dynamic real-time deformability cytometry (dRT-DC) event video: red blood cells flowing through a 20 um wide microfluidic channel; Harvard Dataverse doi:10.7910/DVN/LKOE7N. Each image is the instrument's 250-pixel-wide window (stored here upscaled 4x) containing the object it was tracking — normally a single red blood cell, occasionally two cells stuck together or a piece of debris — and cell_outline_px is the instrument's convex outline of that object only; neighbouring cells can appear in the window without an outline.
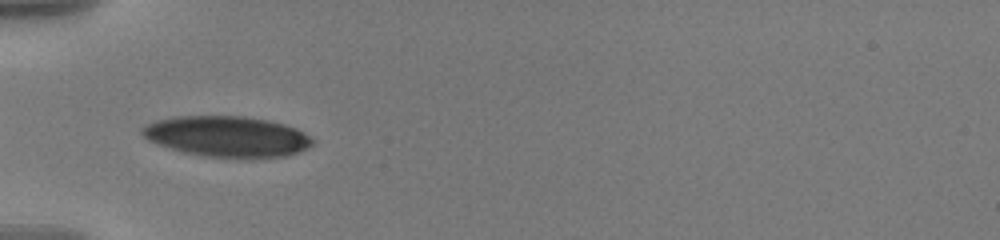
{"species": "human", "species_latin": "Homo sapiens", "temperature_condition": "warm", "stored_images_in_passage": 17, "camera_frame_rate_fps": 3000, "um_per_image_px": 0.085, "donor": {"sex": "male"}, "frame": {"image": 1, "passage_image": 1, "time_ms": 0.0, "image_size_px": [1000, 240], "cell_outline_px": [[312, 144], [308, 148], [288, 156], [204, 156], [184, 152], [148, 140], [140, 132], [140, 128], [156, 120], [176, 116], [244, 116], [268, 120], [284, 124], [296, 128], [304, 132], [312, 140]], "centroid_in_image_um": [19.29, 11.57], "position_along_channel_um": 65.7, "area_um2": 39.71}}
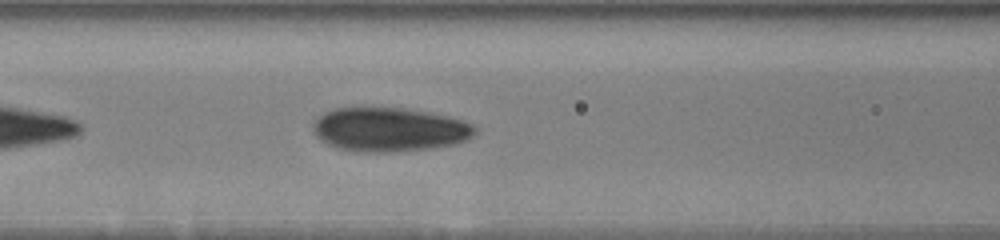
{"frame": {"image": 2, "passage_image": 7, "time_ms": 2.0, "image_size_px": [1000, 240], "cell_outline_px": [[476, 132], [472, 136], [464, 140], [452, 144], [428, 148], [384, 152], [364, 152], [340, 148], [328, 144], [320, 140], [316, 136], [312, 128], [312, 124], [324, 112], [332, 108], [360, 104], [404, 108], [428, 112], [448, 116], [472, 124], [476, 128]], "centroid_in_image_um": [33.01, 10.95], "position_along_channel_um": 133.6, "area_um2": 42.08}}
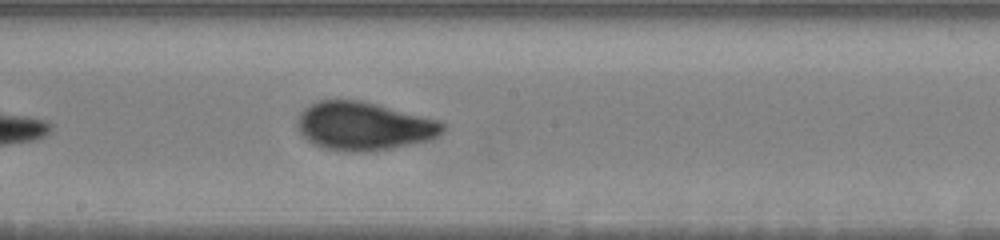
{"frame": {"image": 3, "passage_image": 14, "time_ms": 4.333, "image_size_px": [1000, 240], "cell_outline_px": [[448, 128], [440, 136], [432, 140], [392, 148], [368, 152], [348, 152], [324, 148], [312, 144], [296, 128], [296, 120], [300, 112], [304, 108], [316, 100], [360, 100], [376, 104], [436, 120], [444, 124]], "centroid_in_image_um": [30.91, 10.73], "position_along_channel_um": 217.3, "area_um2": 41.21}}